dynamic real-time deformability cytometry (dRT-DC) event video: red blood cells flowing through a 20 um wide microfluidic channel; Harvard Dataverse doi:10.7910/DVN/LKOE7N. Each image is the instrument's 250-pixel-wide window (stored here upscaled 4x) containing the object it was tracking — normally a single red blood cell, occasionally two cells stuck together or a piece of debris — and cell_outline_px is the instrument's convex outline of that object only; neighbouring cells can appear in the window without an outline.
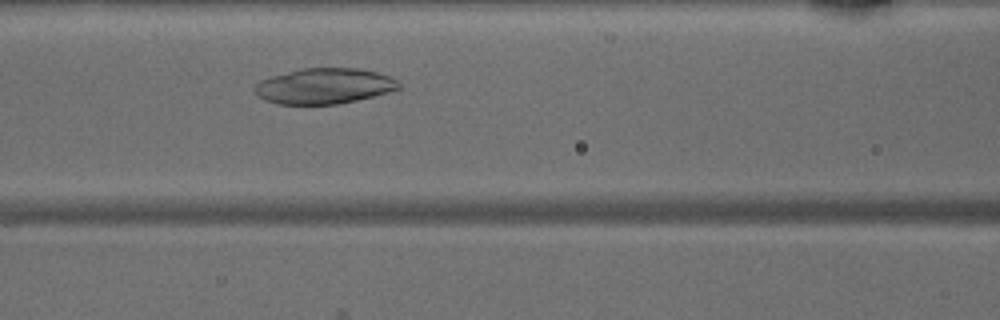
{"species": "common noctule bat (a hibernating species)", "species_latin": "Nyctalus noctula", "temperature_condition": "warm", "stored_images_in_passage": 33, "camera_frame_rate_fps": 3000, "um_per_image_px": 0.085, "animal": {"sex": "male", "body_mass_g": 15.6}, "frame": {"image": 1, "passage_image": 11, "time_ms": 3.333, "image_size_px": [1000, 320], "cell_outline_px": [[400, 88], [388, 92], [356, 100], [336, 104], [280, 104], [264, 100], [252, 88], [260, 80], [272, 76], [300, 68], [360, 68], [376, 72], [388, 76], [396, 80], [400, 84]], "centroid_in_image_um": [27.54, 7.3], "position_along_channel_um": 139.1, "area_um2": 29.71}}
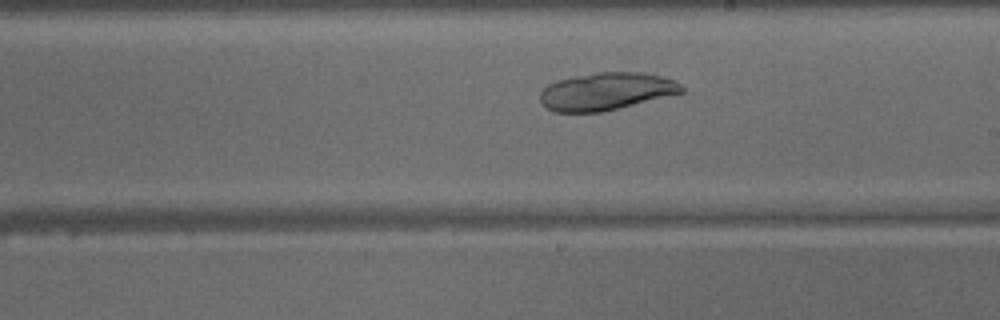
{"frame": {"image": 2, "passage_image": 18, "time_ms": 5.667, "image_size_px": [1000, 320], "cell_outline_px": [[684, 92], [600, 112], [552, 112], [544, 108], [540, 100], [540, 92], [548, 84], [556, 80], [572, 76], [596, 72], [644, 72], [664, 76], [676, 80], [684, 88]], "centroid_in_image_um": [51.5, 7.75], "position_along_channel_um": 237.5, "area_um2": 31.15}}
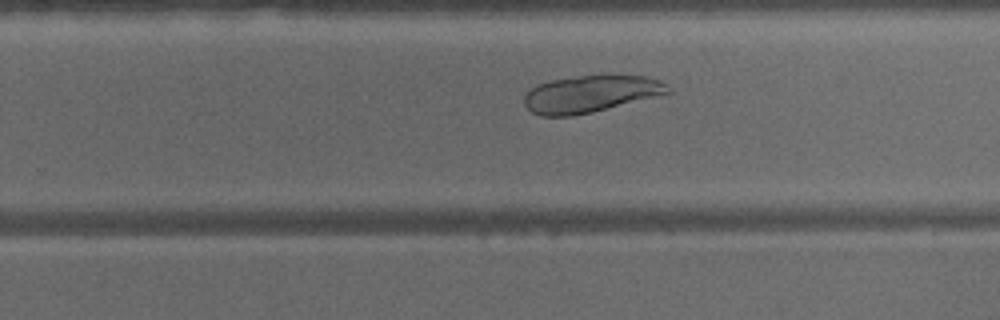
{"frame": {"image": 3, "passage_image": 21, "time_ms": 6.667, "image_size_px": [1000, 320], "cell_outline_px": [[672, 92], [592, 112], [572, 116], [540, 116], [532, 112], [524, 104], [524, 92], [536, 84], [548, 80], [580, 76], [648, 76], [660, 80]], "centroid_in_image_um": [50.11, 7.99], "position_along_channel_um": 279.7, "area_um2": 30.75}}